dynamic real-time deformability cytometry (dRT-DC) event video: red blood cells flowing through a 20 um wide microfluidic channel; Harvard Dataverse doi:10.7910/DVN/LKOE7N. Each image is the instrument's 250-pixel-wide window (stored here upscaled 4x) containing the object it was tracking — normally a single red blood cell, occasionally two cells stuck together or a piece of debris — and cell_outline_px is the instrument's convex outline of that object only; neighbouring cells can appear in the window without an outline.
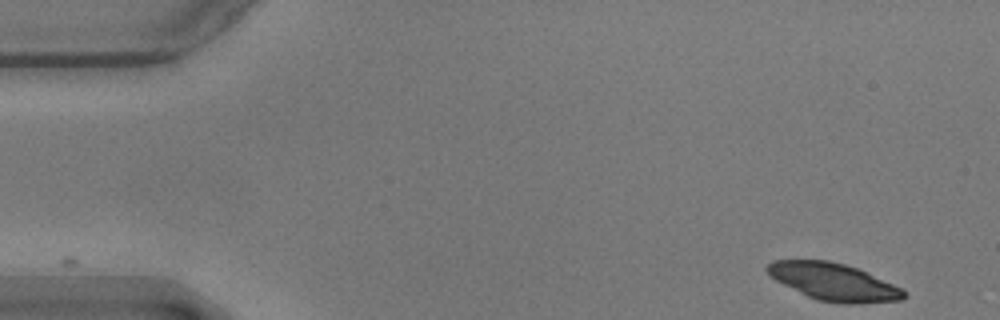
{"species": "common noctule bat (a hibernating species)", "species_latin": "Nyctalus noctula", "temperature_condition": "warm", "stored_images_in_passage": 29, "camera_frame_rate_fps": 3000, "um_per_image_px": 0.085, "animal": {"sex": "male", "body_mass_g": 17.9}, "frame": {"image": 1, "passage_image": 1, "time_ms": 0.0, "image_size_px": [1000, 320], "cell_outline_px": [[908, 296], [904, 300], [856, 304], [844, 304], [816, 300], [768, 276], [764, 268], [772, 260], [828, 260], [844, 264], [856, 268], [892, 284], [908, 292]], "centroid_in_image_um": [70.85, 23.97], "position_along_channel_um": 14.1, "area_um2": 29.65}}